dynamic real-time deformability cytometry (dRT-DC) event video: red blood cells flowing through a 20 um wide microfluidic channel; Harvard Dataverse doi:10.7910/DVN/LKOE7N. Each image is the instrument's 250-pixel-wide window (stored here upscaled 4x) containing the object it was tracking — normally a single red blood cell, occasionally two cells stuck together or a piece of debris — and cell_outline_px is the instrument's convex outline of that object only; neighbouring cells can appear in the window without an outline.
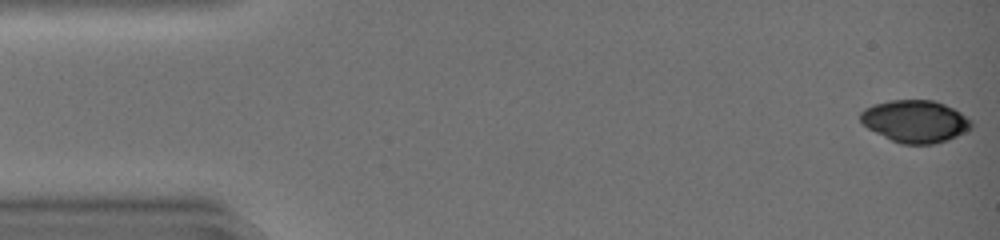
{"species": "common noctule bat (a hibernating species)", "species_latin": "Nyctalus noctula", "temperature_condition": "warm", "stored_images_in_passage": 31, "camera_frame_rate_fps": 3000, "um_per_image_px": 0.085, "animal": {"sex": "female", "body_mass_g": 19.0, "forearm_length_mm": 51.5}, "frame": {"image": 1, "passage_image": 1, "time_ms": 0.0, "image_size_px": [1000, 240], "cell_outline_px": [[972, 128], [948, 140], [932, 144], [900, 144], [868, 128], [860, 120], [860, 112], [864, 108], [872, 104], [888, 100], [932, 100], [944, 104], [960, 112], [972, 120]], "centroid_in_image_um": [77.78, 10.3], "position_along_channel_um": 7.2, "area_um2": 27.28}}
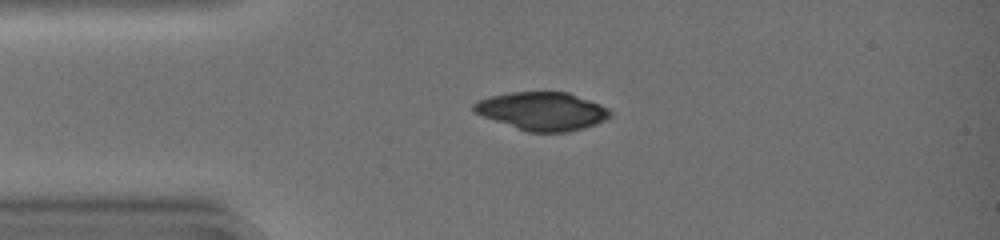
{"frame": {"image": 2, "passage_image": 11, "time_ms": 3.333, "image_size_px": [1000, 240], "cell_outline_px": [[612, 116], [596, 124], [568, 132], [528, 132], [472, 112], [472, 104], [476, 100], [488, 96], [508, 92], [568, 92], [600, 104], [608, 108], [612, 112]], "centroid_in_image_um": [46.06, 9.44], "position_along_channel_um": 38.9, "area_um2": 30.4}}
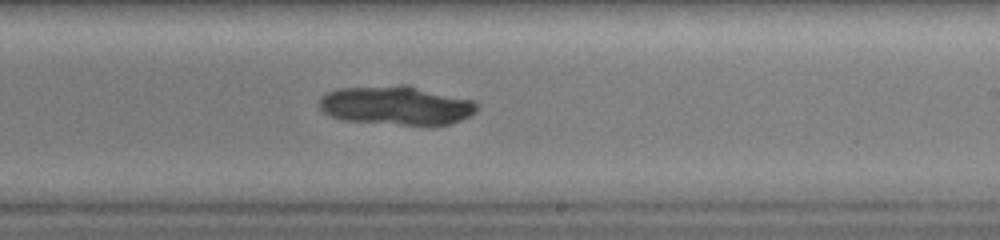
{"frame": {"image": 3, "passage_image": 28, "time_ms": 9.0, "image_size_px": [1000, 240], "cell_outline_px": [[480, 108], [476, 112], [452, 124], [428, 128], [344, 120], [332, 116], [324, 112], [320, 108], [320, 96], [324, 92], [336, 88], [400, 84], [408, 84], [472, 100], [480, 104]], "centroid_in_image_um": [33.73, 8.98], "position_along_channel_um": 255.3, "area_um2": 37.17}}